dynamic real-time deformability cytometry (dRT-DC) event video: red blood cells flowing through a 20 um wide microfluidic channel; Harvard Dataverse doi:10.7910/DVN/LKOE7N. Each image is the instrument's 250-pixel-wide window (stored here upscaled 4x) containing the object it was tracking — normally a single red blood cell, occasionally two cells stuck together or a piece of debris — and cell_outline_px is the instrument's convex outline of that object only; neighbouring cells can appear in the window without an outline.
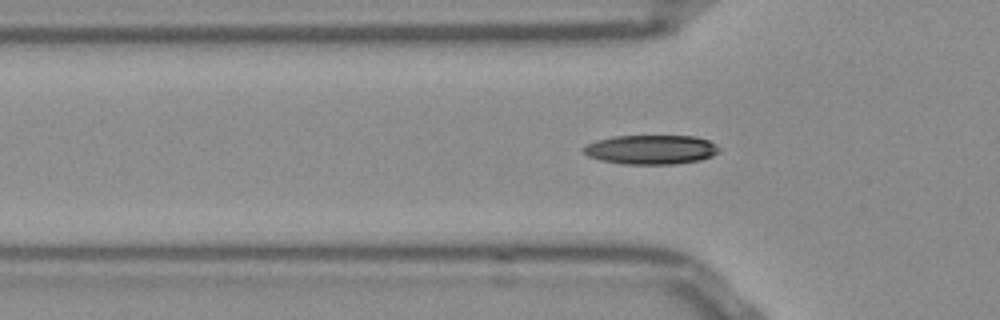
{"species": "Egyptian fruit bat (a non-hibernating species)", "species_latin": "Rousettus aegyptiacus", "temperature_condition": "room temperature", "stored_images_in_passage": 49, "camera_frame_rate_fps": 3000, "um_per_image_px": 0.085, "frame": {"image": 1, "passage_image": 16, "time_ms": 5.0, "image_size_px": [1000, 320], "cell_outline_px": [[720, 152], [712, 156], [700, 160], [672, 164], [624, 164], [600, 160], [588, 156], [580, 148], [596, 140], [612, 136], [696, 136], [708, 140], [716, 144], [720, 148]], "centroid_in_image_um": [55.34, 12.71], "position_along_channel_um": 70.5, "area_um2": 23.29}}
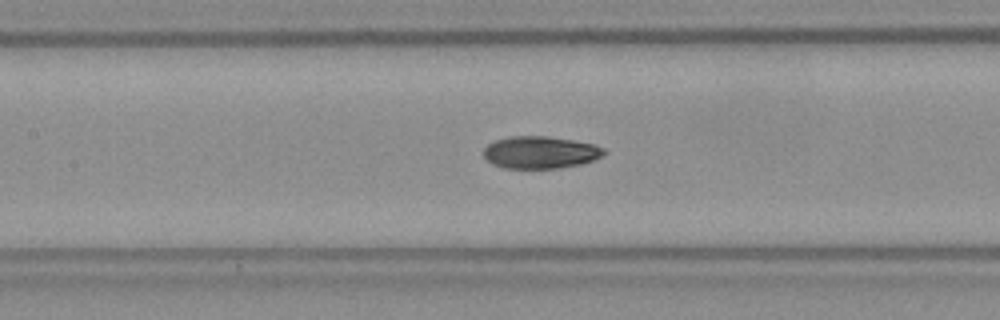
{"frame": {"image": 2, "passage_image": 23, "time_ms": 7.333, "image_size_px": [1000, 320], "cell_outline_px": [[608, 152], [592, 160], [580, 164], [560, 168], [504, 168], [492, 164], [484, 156], [484, 148], [488, 144], [496, 140], [512, 136], [544, 136], [572, 140], [592, 144], [604, 148]], "centroid_in_image_um": [45.91, 12.95], "position_along_channel_um": 161.5, "area_um2": 22.43}}
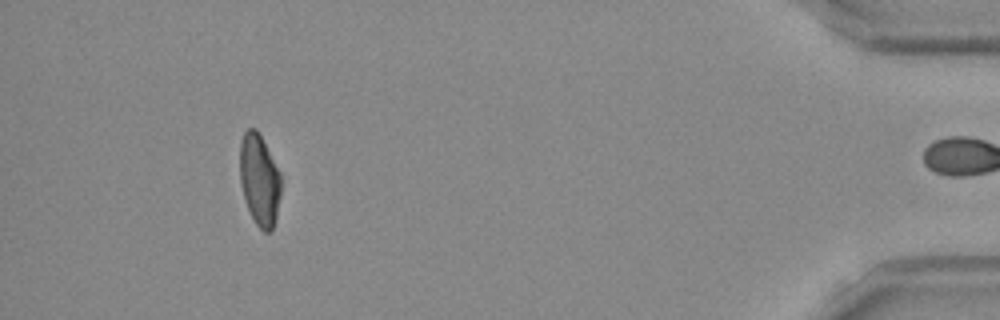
{"frame": {"image": 3, "passage_image": 48, "time_ms": 15.667, "image_size_px": [1000, 320], "cell_outline_px": [[280, 196], [276, 216], [272, 232], [264, 232], [256, 224], [244, 200], [240, 184], [240, 140], [244, 132], [248, 128], [256, 128], [280, 172]], "centroid_in_image_um": [22.03, 15.29], "position_along_channel_um": 413.2, "area_um2": 21.85}, "authors_computed_cell_mechanics": {"area_um2": 22.4842, "velocity_mm_per_s": 3.8432, "shape_relaxation_time_tau1_ms": 3.8135, "shape_relaxation_time_tau2_ms": 3.8584, "deformation_change_tau1": 0.1407, "deformation_change_tau2": 0.0981}}